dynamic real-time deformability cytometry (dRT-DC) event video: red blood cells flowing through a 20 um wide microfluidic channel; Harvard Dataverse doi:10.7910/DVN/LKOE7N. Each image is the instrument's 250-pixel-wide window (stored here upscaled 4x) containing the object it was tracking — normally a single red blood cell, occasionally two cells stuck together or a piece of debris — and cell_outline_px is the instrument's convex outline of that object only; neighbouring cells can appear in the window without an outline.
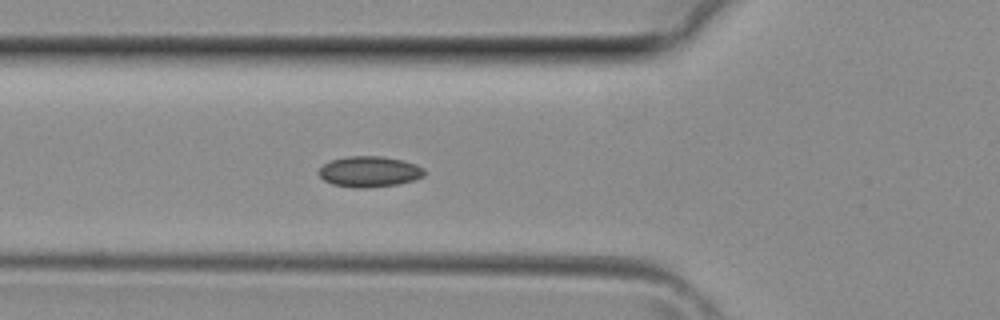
{"species": "common noctule bat (a hibernating species)", "species_latin": "Nyctalus noctula", "temperature_condition": "room temperature", "stored_images_in_passage": 29, "camera_frame_rate_fps": 3000, "um_per_image_px": 0.085, "animal": {"sex": "female", "body_mass_g": 29.2, "forearm_length_mm": 56.3}, "frame": {"image": 1, "passage_image": 7, "time_ms": 2.0, "image_size_px": [1000, 320], "cell_outline_px": [[424, 176], [416, 180], [396, 184], [364, 188], [352, 188], [332, 184], [324, 180], [320, 176], [320, 168], [324, 164], [332, 160], [348, 156], [380, 156], [404, 160], [416, 164], [424, 168]], "centroid_in_image_um": [31.42, 14.59], "position_along_channel_um": 94.4, "area_um2": 18.9}}
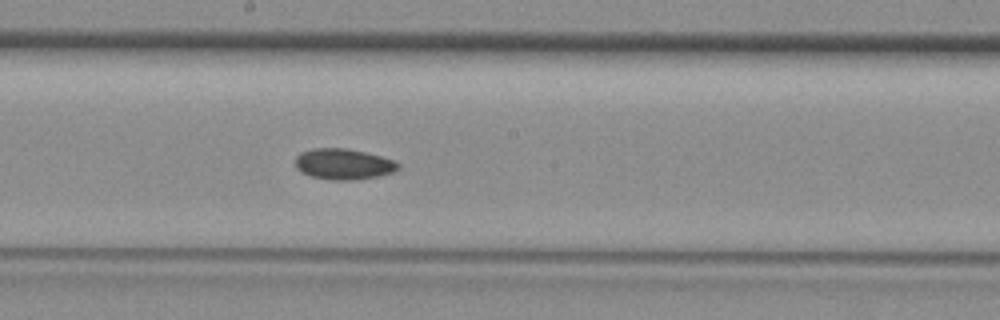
{"frame": {"image": 2, "passage_image": 14, "time_ms": 4.333, "image_size_px": [1000, 320], "cell_outline_px": [[400, 168], [392, 172], [380, 176], [352, 180], [332, 180], [312, 176], [300, 172], [296, 168], [296, 156], [300, 152], [312, 148], [348, 148], [396, 160], [400, 164]], "centroid_in_image_um": [29.2, 13.94], "position_along_channel_um": 219.0, "area_um2": 18.61}}
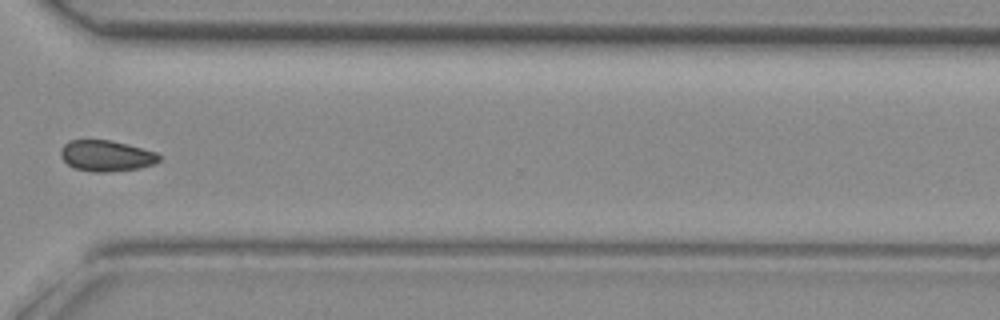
{"frame": {"image": 3, "passage_image": 22, "time_ms": 7.0, "image_size_px": [1000, 320], "cell_outline_px": [[160, 160], [156, 164], [140, 168], [108, 172], [92, 172], [76, 168], [68, 164], [60, 156], [60, 148], [68, 140], [112, 140], [156, 152], [160, 156]], "centroid_in_image_um": [9.04, 13.24], "position_along_channel_um": 361.6, "area_um2": 17.86}}